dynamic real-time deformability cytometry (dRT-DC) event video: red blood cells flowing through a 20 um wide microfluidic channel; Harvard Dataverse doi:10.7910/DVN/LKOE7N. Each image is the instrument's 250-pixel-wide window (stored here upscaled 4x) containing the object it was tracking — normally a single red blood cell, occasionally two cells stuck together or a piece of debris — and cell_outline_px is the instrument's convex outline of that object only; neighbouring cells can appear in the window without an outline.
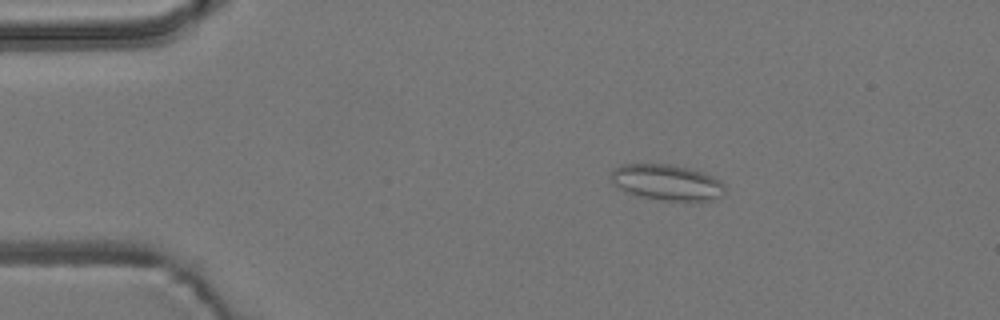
{"species": "common noctule bat (a hibernating species)", "species_latin": "Nyctalus noctula", "temperature_condition": "room temperature", "stored_images_in_passage": 6, "camera_frame_rate_fps": 3000, "um_per_image_px": 0.085, "animal": {"sex": "male", "body_mass_g": 19.2, "forearm_length_mm": 51.8}, "frame": {"image": 1, "passage_image": 3, "time_ms": 0.667, "image_size_px": [1000, 320], "cell_outline_px": [[724, 192], [720, 196], [712, 200], [692, 204], [660, 200], [640, 196], [628, 192], [620, 188], [612, 180], [612, 168], [620, 164], [668, 164], [688, 168], [704, 172], [720, 180], [724, 184]], "centroid_in_image_um": [56.74, 15.54], "position_along_channel_um": 28.3, "area_um2": 24.28}}
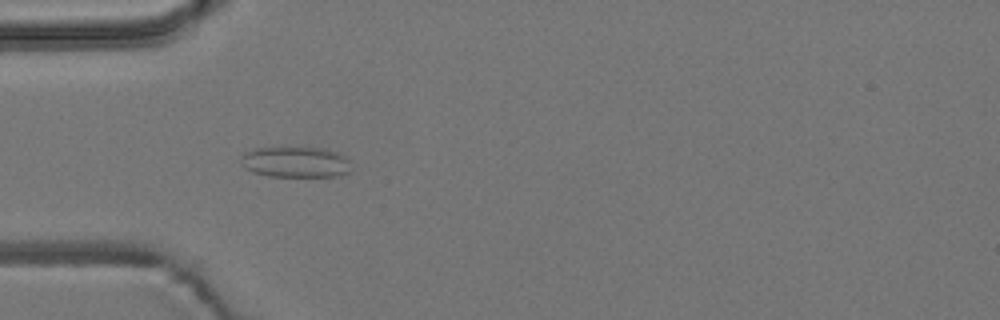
{"frame": {"image": 2, "passage_image": 5, "time_ms": 1.333, "image_size_px": [1000, 320], "cell_outline_px": [[348, 172], [336, 176], [268, 176], [252, 172], [244, 168], [240, 164], [240, 156], [244, 152], [256, 148], [324, 148], [336, 152], [344, 156], [348, 160]], "centroid_in_image_um": [25.03, 13.78], "position_along_channel_um": 60.0, "area_um2": 19.65}}
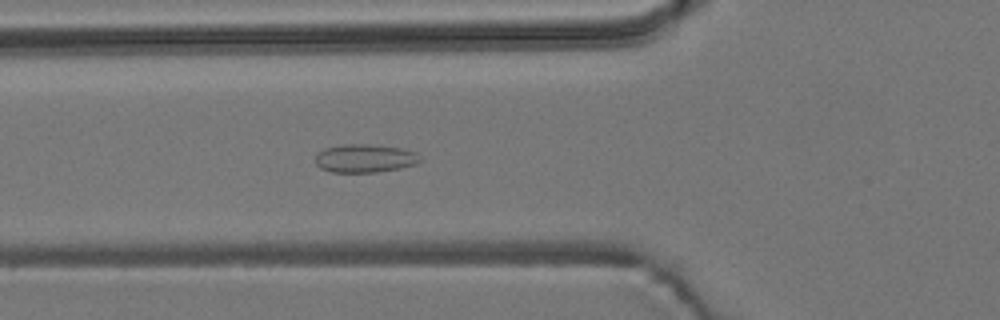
{"frame": {"image": 3, "passage_image": 6, "time_ms": 1.667, "image_size_px": [1000, 320], "cell_outline_px": [[420, 160], [416, 164], [400, 168], [376, 172], [332, 172], [320, 168], [316, 164], [316, 156], [324, 148], [344, 144], [368, 144], [400, 148], [416, 152]], "centroid_in_image_um": [31.0, 13.46], "position_along_channel_um": 94.8, "area_um2": 17.11}}